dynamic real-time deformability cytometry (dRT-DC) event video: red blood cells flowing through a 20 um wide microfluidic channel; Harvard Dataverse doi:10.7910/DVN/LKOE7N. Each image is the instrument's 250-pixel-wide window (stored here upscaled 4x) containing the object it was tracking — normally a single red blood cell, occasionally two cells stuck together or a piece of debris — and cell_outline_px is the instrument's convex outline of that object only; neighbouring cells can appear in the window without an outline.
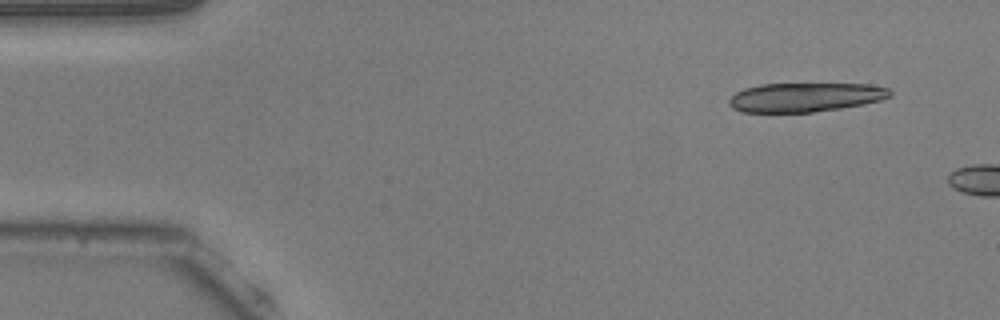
{"species": "common noctule bat (a hibernating species)", "species_latin": "Nyctalus noctula", "temperature_condition": "warm", "stored_images_in_passage": 4, "camera_frame_rate_fps": 3000, "um_per_image_px": 0.085, "animal": {"sex": "male", "body_mass_g": 20.5, "forearm_length_mm": 52.5}, "frame": {"image": 1, "passage_image": 1, "time_ms": 0.0, "image_size_px": [1000, 320], "cell_outline_px": [[892, 96], [880, 100], [840, 108], [812, 112], [740, 112], [732, 108], [728, 104], [728, 100], [736, 92], [744, 88], [760, 84], [868, 84], [888, 88], [892, 92]], "centroid_in_image_um": [68.4, 8.26], "position_along_channel_um": 16.6, "area_um2": 27.22}}